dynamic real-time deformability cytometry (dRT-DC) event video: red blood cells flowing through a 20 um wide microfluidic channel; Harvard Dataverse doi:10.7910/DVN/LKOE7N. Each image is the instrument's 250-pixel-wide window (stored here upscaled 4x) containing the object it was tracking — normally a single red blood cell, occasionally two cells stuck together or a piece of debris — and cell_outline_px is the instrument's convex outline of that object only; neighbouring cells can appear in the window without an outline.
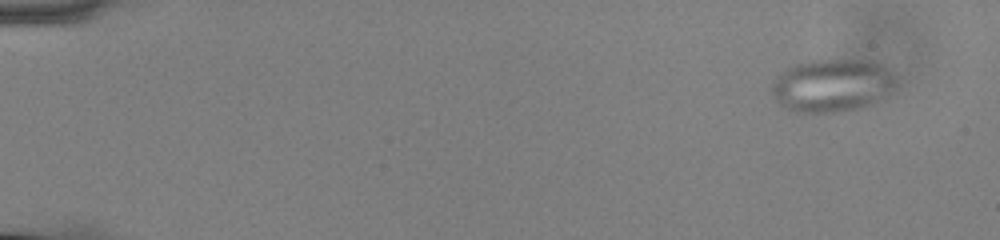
{"species": "common noctule bat (a hibernating species)", "species_latin": "Nyctalus noctula", "temperature_condition": "cold", "stored_images_in_passage": 57, "camera_frame_rate_fps": 3000, "um_per_image_px": 0.085, "animal": {"sex": "male", "body_mass_g": 13.0, "forearm_length_mm": 53.1}, "frame": {"image": 1, "passage_image": 5, "time_ms": 1.333, "image_size_px": [1000, 240], "cell_outline_px": [[896, 84], [872, 104], [856, 108], [836, 112], [796, 112], [780, 104], [776, 100], [772, 92], [772, 84], [788, 68], [796, 64], [812, 60], [868, 60], [880, 64], [896, 76]], "centroid_in_image_um": [70.73, 7.25], "position_along_channel_um": 14.3, "area_um2": 37.51}}
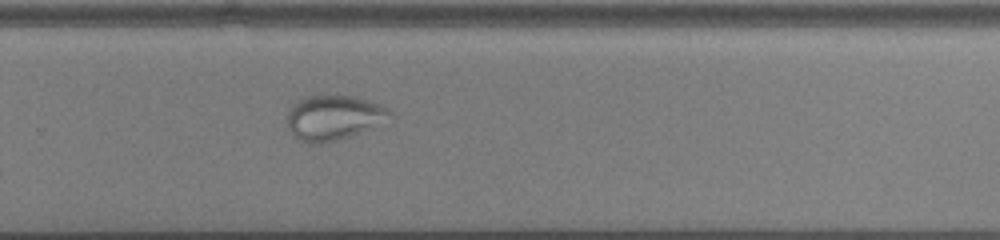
{"frame": {"image": 2, "passage_image": 40, "time_ms": 13.0, "image_size_px": [1000, 240], "cell_outline_px": [[392, 116], [360, 132], [336, 140], [316, 144], [308, 144], [300, 140], [288, 128], [288, 112], [292, 104], [308, 96], [352, 96], [380, 104], [388, 108], [392, 112]], "centroid_in_image_um": [28.33, 9.99], "position_along_channel_um": 301.5, "area_um2": 26.18}}
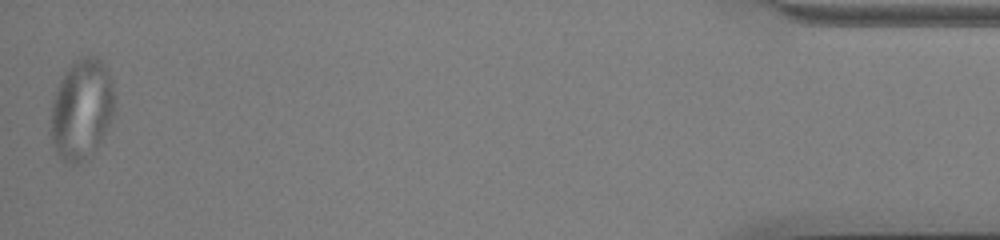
{"frame": {"image": 3, "passage_image": 57, "time_ms": 18.667, "image_size_px": [1000, 240], "cell_outline_px": [[116, 108], [92, 156], [76, 164], [64, 164], [56, 152], [48, 132], [52, 100], [60, 80], [72, 64], [80, 56], [96, 56], [104, 64], [112, 80]], "centroid_in_image_um": [6.91, 9.33], "position_along_channel_um": 428.3, "area_um2": 37.86}}